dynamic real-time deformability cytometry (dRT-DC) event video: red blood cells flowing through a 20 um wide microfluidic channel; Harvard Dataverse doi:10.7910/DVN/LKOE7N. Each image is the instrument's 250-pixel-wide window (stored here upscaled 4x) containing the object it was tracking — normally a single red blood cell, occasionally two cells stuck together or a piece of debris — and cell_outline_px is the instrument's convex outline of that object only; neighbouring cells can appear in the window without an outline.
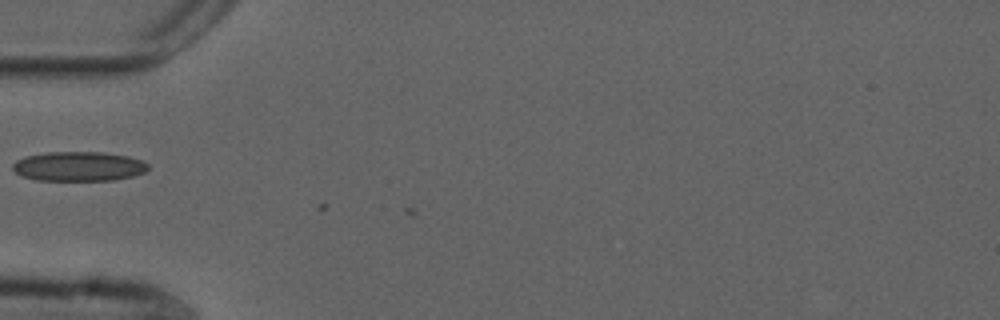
{"species": "common noctule bat (a hibernating species)", "species_latin": "Nyctalus noctula", "temperature_condition": "cold", "stored_images_in_passage": 2, "camera_frame_rate_fps": 3000, "um_per_image_px": 0.085, "animal": {"sex": "male", "forearm_length_mm": 52.5}, "frame": {"image": 1, "passage_image": 1, "time_ms": 0.0, "image_size_px": [1000, 320], "cell_outline_px": [[148, 168], [144, 172], [132, 176], [112, 180], [36, 180], [24, 176], [16, 172], [12, 168], [12, 164], [16, 160], [24, 156], [48, 152], [104, 152], [128, 156], [140, 160], [148, 164]], "centroid_in_image_um": [6.67, 14.13], "position_along_channel_um": 78.3, "area_um2": 23.18}}